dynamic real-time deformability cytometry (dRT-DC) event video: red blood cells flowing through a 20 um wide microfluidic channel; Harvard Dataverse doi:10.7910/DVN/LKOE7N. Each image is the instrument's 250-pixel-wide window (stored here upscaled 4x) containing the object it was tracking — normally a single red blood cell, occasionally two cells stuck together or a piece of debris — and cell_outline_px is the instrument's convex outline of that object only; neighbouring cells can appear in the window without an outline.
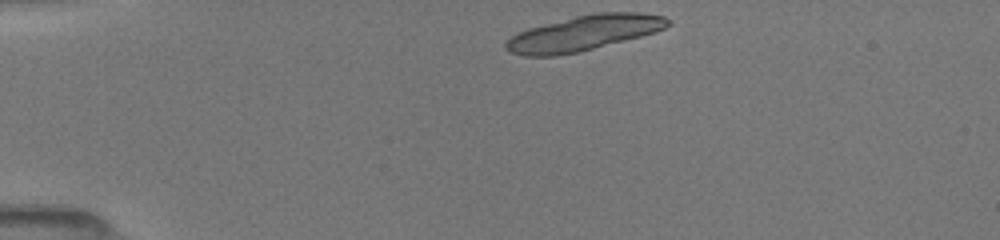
{"species": "common noctule bat (a hibernating species)", "species_latin": "Nyctalus noctula", "temperature_condition": "room temperature", "stored_images_in_passage": 9, "camera_frame_rate_fps": 3000, "um_per_image_px": 0.085, "animal": {"sex": "female", "body_mass_g": 19.5, "forearm_length_mm": 54.1}, "frame": {"image": 1, "passage_image": 1, "time_ms": 0.0, "image_size_px": [1000, 240], "cell_outline_px": [[672, 24], [664, 28], [640, 36], [580, 52], [556, 56], [524, 56], [508, 52], [504, 48], [504, 44], [512, 36], [528, 28], [576, 16], [596, 12], [640, 12], [664, 16], [672, 20]], "centroid_in_image_um": [49.62, 2.81], "position_along_channel_um": 35.4, "area_um2": 33.18}}